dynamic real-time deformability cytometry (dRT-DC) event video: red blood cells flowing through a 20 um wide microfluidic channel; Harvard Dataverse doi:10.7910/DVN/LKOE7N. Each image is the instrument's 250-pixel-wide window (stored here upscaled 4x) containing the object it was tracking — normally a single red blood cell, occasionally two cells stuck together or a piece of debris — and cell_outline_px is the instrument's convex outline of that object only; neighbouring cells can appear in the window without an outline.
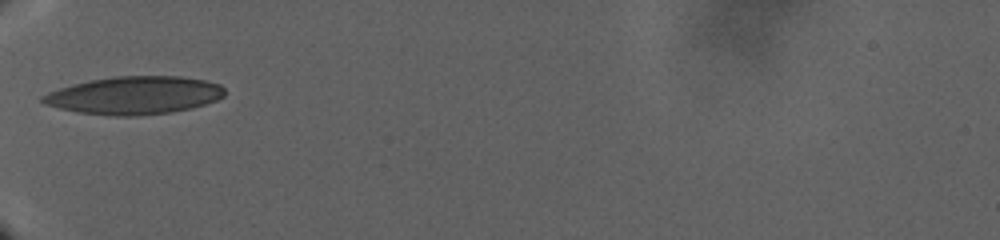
{"species": "human", "species_latin": "Homo sapiens", "temperature_condition": "warm", "stored_images_in_passage": 6, "camera_frame_rate_fps": 3000, "um_per_image_px": 0.085, "donor": {"sex": "male"}, "frame": {"image": 1, "passage_image": 1, "time_ms": 0.0, "image_size_px": [1000, 240], "cell_outline_px": [[224, 96], [216, 100], [204, 104], [172, 112], [136, 116], [116, 116], [76, 112], [44, 104], [40, 100], [40, 96], [48, 92], [72, 84], [88, 80], [116, 76], [180, 76], [204, 80], [220, 84], [224, 88]], "centroid_in_image_um": [11.39, 8.1], "position_along_channel_um": 73.6, "area_um2": 40.17}}